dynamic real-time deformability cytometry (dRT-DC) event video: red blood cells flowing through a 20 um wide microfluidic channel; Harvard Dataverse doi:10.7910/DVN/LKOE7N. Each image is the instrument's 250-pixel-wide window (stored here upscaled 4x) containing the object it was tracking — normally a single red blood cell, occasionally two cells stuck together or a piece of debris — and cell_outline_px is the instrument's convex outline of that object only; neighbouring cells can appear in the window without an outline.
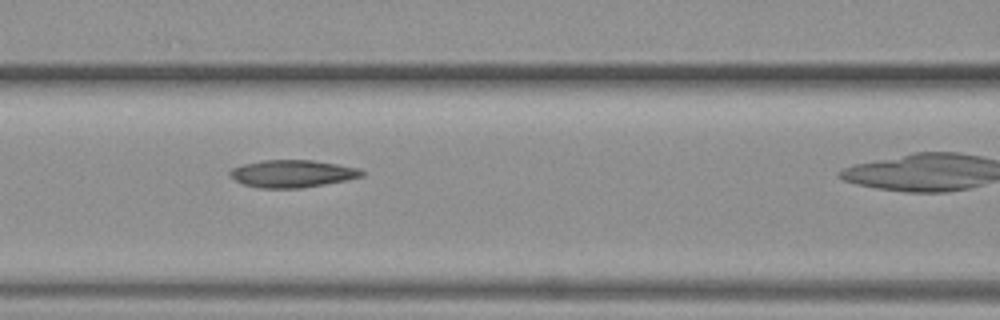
{"species": "common noctule bat (a hibernating species)", "species_latin": "Nyctalus noctula", "temperature_condition": "warm", "stored_images_in_passage": 4, "camera_frame_rate_fps": 3000, "um_per_image_px": 0.085, "animal": {"sex": "female", "body_mass_g": 19.3, "forearm_length_mm": 54.1}, "frame": {"image": 1, "passage_image": 3, "time_ms": 2.333, "image_size_px": [1000, 320], "cell_outline_px": [[364, 176], [324, 184], [300, 188], [260, 188], [244, 184], [236, 180], [228, 172], [232, 168], [244, 164], [264, 160], [312, 160], [360, 168], [364, 172]], "centroid_in_image_um": [24.86, 14.75], "position_along_channel_um": 141.7, "area_um2": 20.81}}